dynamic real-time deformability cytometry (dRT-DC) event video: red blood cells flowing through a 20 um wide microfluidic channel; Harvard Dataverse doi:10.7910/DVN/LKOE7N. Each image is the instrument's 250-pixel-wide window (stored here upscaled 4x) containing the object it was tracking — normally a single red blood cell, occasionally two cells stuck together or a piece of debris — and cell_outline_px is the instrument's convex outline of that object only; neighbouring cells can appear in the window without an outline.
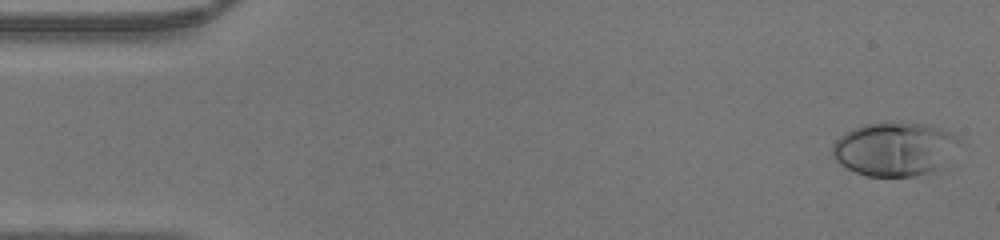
{"species": "human", "species_latin": "Homo sapiens", "temperature_condition": "warm", "stored_images_in_passage": 46, "camera_frame_rate_fps": 3000, "um_per_image_px": 0.085, "donor": {"sex": "male"}, "frame": {"image": 1, "passage_image": 1, "time_ms": 0.0, "image_size_px": [1000, 240], "cell_outline_px": [[960, 140], [932, 172], [916, 176], [868, 176], [856, 172], [840, 164], [832, 156], [832, 144], [840, 136], [864, 124], [884, 120], [900, 120], [924, 124], [940, 128], [952, 132]], "centroid_in_image_um": [75.96, 12.62], "position_along_channel_um": 9.0, "area_um2": 39.48}}
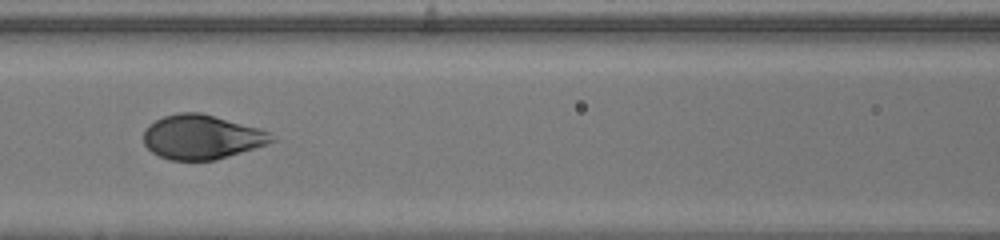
{"frame": {"image": 2, "passage_image": 20, "time_ms": 6.333, "image_size_px": [1000, 240], "cell_outline_px": [[276, 140], [216, 160], [172, 160], [160, 156], [152, 152], [144, 144], [144, 128], [148, 124], [164, 116], [176, 112], [200, 112], [260, 128], [268, 132]], "centroid_in_image_um": [17.1, 11.63], "position_along_channel_um": 149.5, "area_um2": 32.83}}
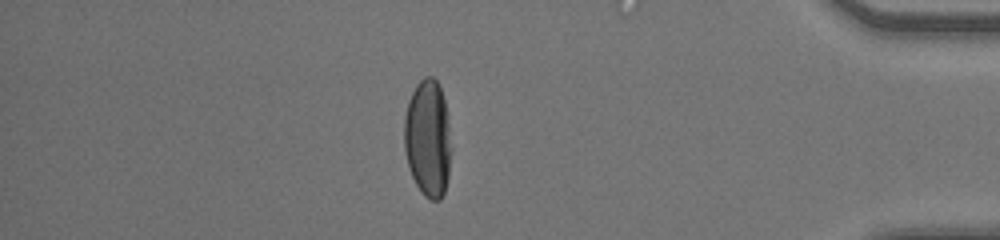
{"frame": {"image": 3, "passage_image": 40, "time_ms": 13.0, "image_size_px": [1000, 240], "cell_outline_px": [[448, 176], [444, 192], [440, 200], [432, 200], [424, 196], [420, 192], [412, 176], [408, 164], [404, 148], [404, 116], [408, 100], [416, 84], [424, 76], [432, 76], [436, 80], [440, 88], [444, 100], [448, 124]], "centroid_in_image_um": [36.32, 11.74], "position_along_channel_um": 398.9, "area_um2": 31.56}}